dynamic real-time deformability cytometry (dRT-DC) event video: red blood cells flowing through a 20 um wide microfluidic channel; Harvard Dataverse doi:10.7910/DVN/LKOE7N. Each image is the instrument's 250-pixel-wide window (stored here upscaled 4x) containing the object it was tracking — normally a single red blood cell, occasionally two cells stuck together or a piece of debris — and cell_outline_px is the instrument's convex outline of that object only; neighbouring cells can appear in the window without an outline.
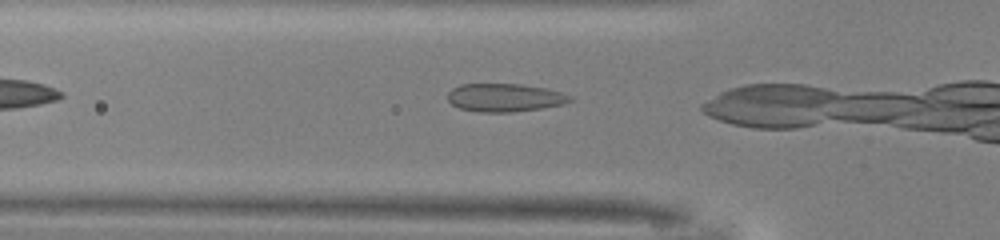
{"species": "common noctule bat (a hibernating species)", "species_latin": "Nyctalus noctula", "temperature_condition": "warm", "stored_images_in_passage": 4, "camera_frame_rate_fps": 3000, "um_per_image_px": 0.085, "animal": {"sex": "male", "body_mass_g": 13.0, "forearm_length_mm": 53.1}, "frame": {"image": 1, "passage_image": 2, "time_ms": 0.333, "image_size_px": [1000, 240], "cell_outline_px": [[572, 100], [564, 104], [544, 108], [512, 112], [480, 112], [460, 108], [452, 104], [448, 100], [448, 92], [452, 88], [460, 84], [520, 84], [544, 88], [560, 92], [572, 96]], "centroid_in_image_um": [42.9, 8.3], "position_along_channel_um": 82.9, "area_um2": 20.06}}